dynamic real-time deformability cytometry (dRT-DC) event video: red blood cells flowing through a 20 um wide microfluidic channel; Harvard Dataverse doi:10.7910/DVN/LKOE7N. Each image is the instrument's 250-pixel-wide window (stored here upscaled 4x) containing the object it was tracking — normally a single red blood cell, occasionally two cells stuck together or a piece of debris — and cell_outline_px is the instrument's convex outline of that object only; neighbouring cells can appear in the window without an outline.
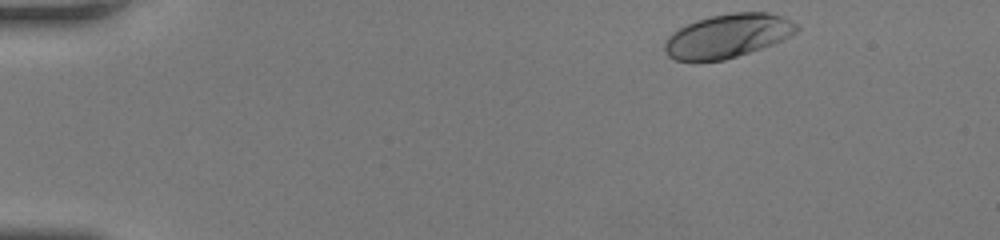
{"species": "human", "species_latin": "Homo sapiens", "temperature_condition": "room temperature", "stored_images_in_passage": 37, "camera_frame_rate_fps": 3000, "um_per_image_px": 0.085, "donor": {"sex": "female"}, "frame": {"image": 1, "passage_image": 1, "time_ms": 0.0, "image_size_px": [1000, 240], "cell_outline_px": [[800, 28], [796, 32], [772, 44], [724, 60], [676, 60], [668, 56], [664, 48], [664, 44], [668, 36], [672, 32], [696, 20], [712, 16], [732, 12], [768, 12], [780, 16], [796, 24]], "centroid_in_image_um": [61.82, 3.04], "position_along_channel_um": 23.2, "area_um2": 33.0}}
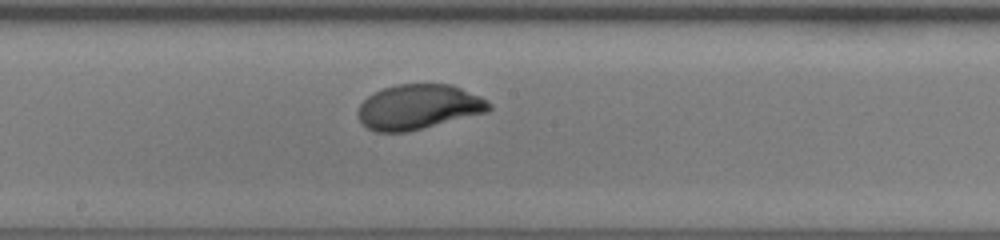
{"frame": {"image": 2, "passage_image": 22, "time_ms": 7.0, "image_size_px": [1000, 240], "cell_outline_px": [[492, 108], [488, 112], [408, 132], [376, 132], [368, 128], [360, 120], [356, 112], [360, 104], [372, 92], [396, 84], [452, 84], [480, 96], [488, 100], [492, 104]], "centroid_in_image_um": [35.59, 9.09], "position_along_channel_um": 212.6, "area_um2": 34.56}}
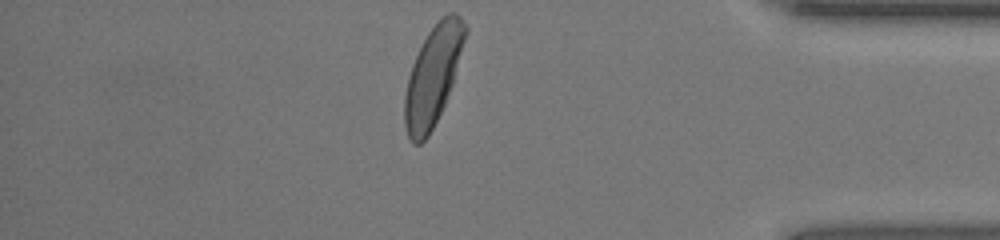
{"frame": {"image": 3, "passage_image": 37, "time_ms": 12.0, "image_size_px": [1000, 240], "cell_outline_px": [[468, 32], [452, 84], [444, 104], [428, 136], [420, 144], [412, 144], [408, 140], [404, 124], [404, 96], [408, 76], [412, 64], [428, 32], [448, 12], [456, 12], [460, 16], [468, 28]], "centroid_in_image_um": [36.79, 6.45], "position_along_channel_um": 398.4, "area_um2": 34.74}, "authors_computed_cell_mechanics": {"area_um2": 33.7552, "velocity_mm_per_s": 4.2409, "shape_relaxation_time_tau1_ms": 2.3601, "shape_relaxation_time_tau2_ms": null, "deformation_change_tau1": 0.1469, "deformation_change_tau2": null}}